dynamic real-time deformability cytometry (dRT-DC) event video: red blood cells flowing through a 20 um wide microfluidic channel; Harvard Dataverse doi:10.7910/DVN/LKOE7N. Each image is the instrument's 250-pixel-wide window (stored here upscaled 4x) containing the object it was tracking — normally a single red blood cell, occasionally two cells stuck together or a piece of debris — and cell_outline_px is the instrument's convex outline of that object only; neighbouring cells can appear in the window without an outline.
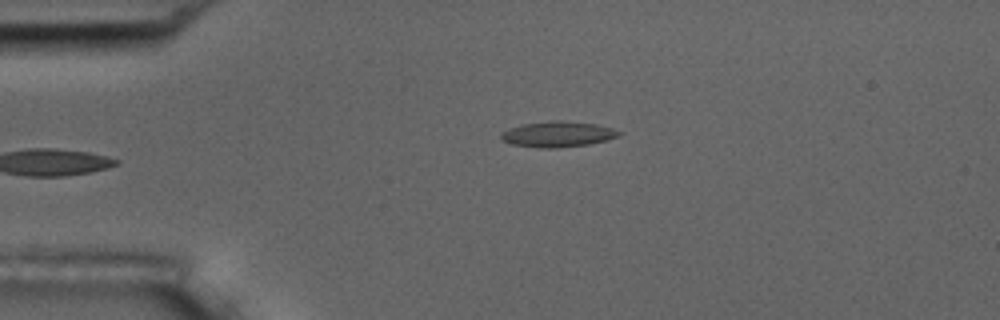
{"species": "common noctule bat (a hibernating species)", "species_latin": "Nyctalus noctula", "temperature_condition": "room temperature", "stored_images_in_passage": 6, "camera_frame_rate_fps": 3000, "um_per_image_px": 0.085, "animal": {"sex": "male", "body_mass_g": 17.5, "forearm_length_mm": 52.3}, "frame": {"image": 1, "passage_image": 6, "time_ms": 5.667, "image_size_px": [1000, 320], "cell_outline_px": [[624, 132], [620, 136], [588, 144], [556, 148], [540, 148], [512, 144], [504, 140], [500, 136], [500, 132], [508, 128], [520, 124], [556, 120], [560, 120], [596, 124], [612, 128]], "centroid_in_image_um": [47.4, 11.4], "position_along_channel_um": 37.6, "area_um2": 17.63}}